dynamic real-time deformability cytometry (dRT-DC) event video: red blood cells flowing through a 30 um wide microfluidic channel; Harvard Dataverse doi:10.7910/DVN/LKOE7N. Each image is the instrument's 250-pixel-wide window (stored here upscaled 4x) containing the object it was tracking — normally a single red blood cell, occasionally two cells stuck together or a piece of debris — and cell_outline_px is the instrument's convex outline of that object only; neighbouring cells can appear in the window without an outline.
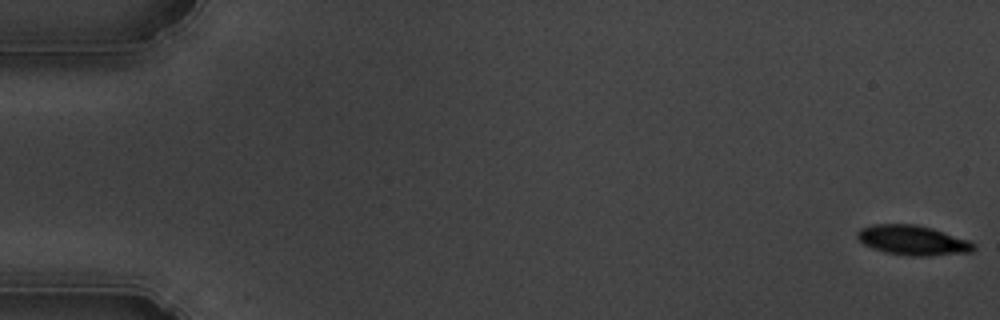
{"species": "common noctule bat (a hibernating species)", "species_latin": "Nyctalus noctula", "temperature_condition": "cold", "stored_images_in_passage": 56, "camera_frame_rate_fps": 3000, "um_per_image_px": 0.085, "animal": {"sex": "male", "body_mass_g": 19.5, "forearm_length_mm": 54.6}, "frame": {"image": 1, "passage_image": 1, "time_ms": 0.0, "image_size_px": [1000, 320], "cell_outline_px": [[976, 248], [972, 252], [928, 256], [908, 256], [884, 252], [872, 248], [864, 244], [856, 236], [856, 232], [860, 228], [872, 224], [916, 224], [932, 228], [968, 240], [976, 244]], "centroid_in_image_um": [77.58, 20.42], "position_along_channel_um": 7.4, "area_um2": 20.35}}
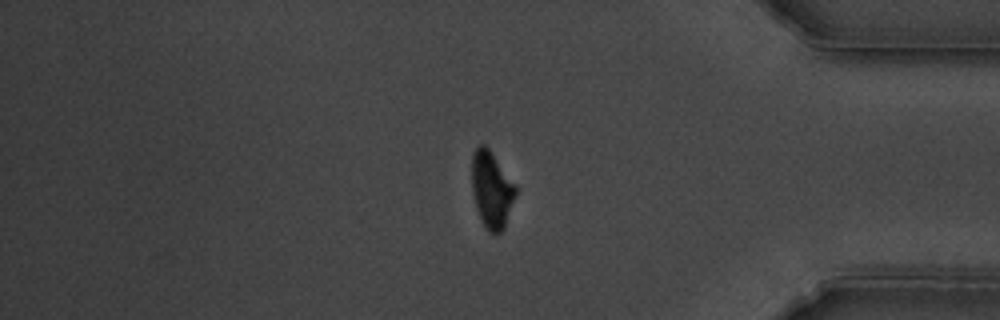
{"frame": {"image": 2, "passage_image": 47, "time_ms": 15.333, "image_size_px": [1000, 320], "cell_outline_px": [[516, 196], [504, 228], [496, 236], [488, 232], [484, 228], [480, 220], [476, 208], [472, 192], [472, 152], [480, 144], [484, 144], [488, 148], [516, 184]], "centroid_in_image_um": [41.78, 16.16], "position_along_channel_um": 393.4, "area_um2": 19.88}}
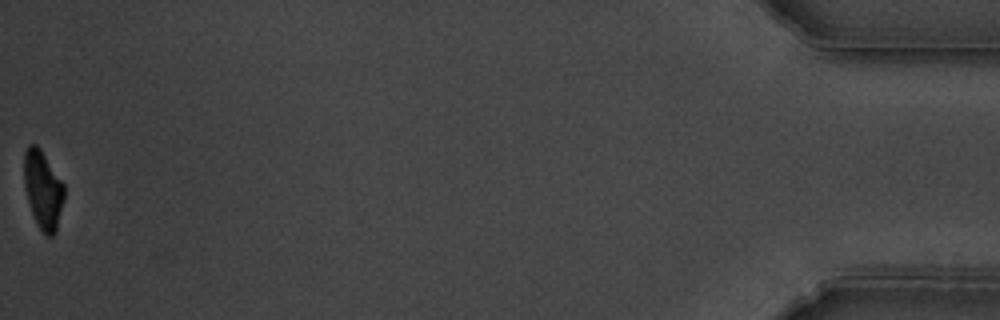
{"frame": {"image": 3, "passage_image": 56, "time_ms": 18.333, "image_size_px": [1000, 320], "cell_outline_px": [[64, 200], [56, 232], [52, 236], [44, 236], [36, 224], [28, 200], [24, 184], [24, 152], [28, 144], [36, 144], [40, 148], [64, 184]], "centroid_in_image_um": [3.65, 16.15], "position_along_channel_um": 431.5, "area_um2": 18.38}, "authors_computed_cell_mechanics": {"area_um2": 21.0681, "velocity_mm_per_s": 3.627, "shape_relaxation_time_tau1_ms": 2.5912, "shape_relaxation_time_tau2_ms": null, "deformation_change_tau1": 0.1486, "deformation_change_tau2": null}}